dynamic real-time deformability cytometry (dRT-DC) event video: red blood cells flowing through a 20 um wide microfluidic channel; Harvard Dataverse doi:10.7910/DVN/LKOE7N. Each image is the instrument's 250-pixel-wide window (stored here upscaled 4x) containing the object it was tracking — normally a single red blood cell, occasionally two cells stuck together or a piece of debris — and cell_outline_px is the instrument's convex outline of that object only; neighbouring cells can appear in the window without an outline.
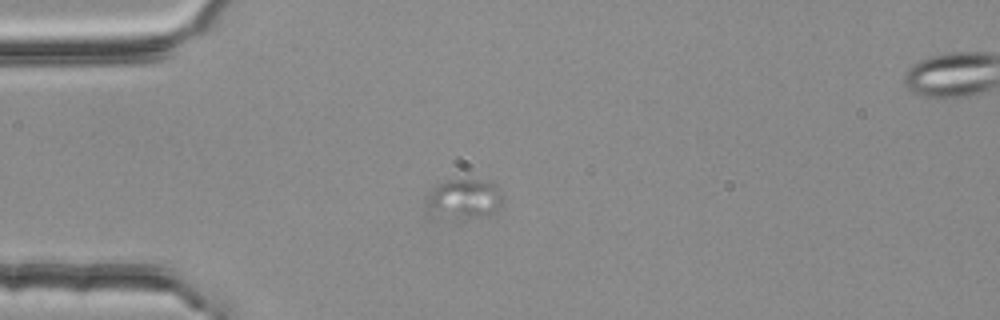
{"species": "common noctule bat (a hibernating species)", "species_latin": "Nyctalus noctula", "temperature_condition": "room temperature", "stored_images_in_passage": 3, "camera_frame_rate_fps": 3000, "um_per_image_px": 0.085, "animal": {"sex": "female", "body_mass_g": 25.1}, "frame": {"image": 1, "passage_image": 2, "time_ms": 0.333, "image_size_px": [1000, 320], "cell_outline_px": [[500, 204], [488, 216], [464, 216], [424, 204], [432, 188], [444, 180], [488, 180], [496, 184], [500, 192]], "centroid_in_image_um": [39.56, 16.76], "position_along_channel_um": 45.4, "area_um2": 15.9}}